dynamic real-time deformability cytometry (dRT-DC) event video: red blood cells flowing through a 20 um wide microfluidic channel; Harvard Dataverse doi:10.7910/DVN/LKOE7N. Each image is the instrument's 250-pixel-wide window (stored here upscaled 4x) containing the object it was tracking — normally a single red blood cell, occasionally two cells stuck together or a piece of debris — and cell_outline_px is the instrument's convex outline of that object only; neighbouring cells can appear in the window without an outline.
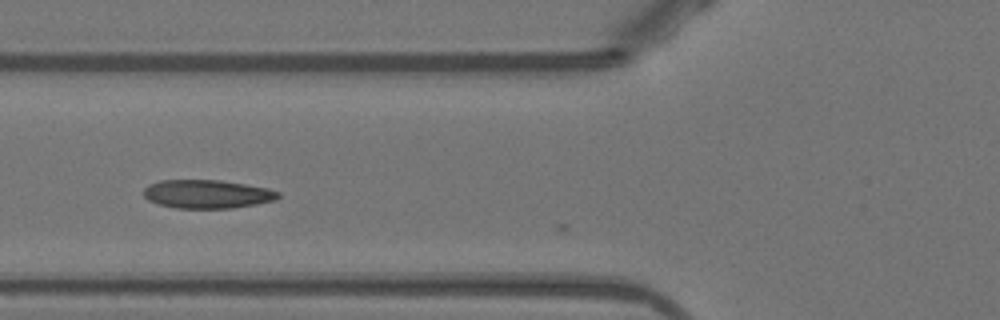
{"species": "Egyptian fruit bat (a non-hibernating species)", "species_latin": "Rousettus aegyptiacus", "temperature_condition": "warm", "stored_images_in_passage": 33, "camera_frame_rate_fps": 3000, "um_per_image_px": 0.085, "animal": {"sex": "female"}, "frame": {"image": 1, "passage_image": 4, "time_ms": 1.0, "image_size_px": [1000, 320], "cell_outline_px": [[280, 196], [276, 200], [256, 204], [232, 208], [176, 208], [156, 204], [148, 200], [144, 196], [144, 188], [148, 184], [160, 180], [220, 180], [268, 188], [280, 192]], "centroid_in_image_um": [17.59, 16.49], "position_along_channel_um": 108.2, "area_um2": 22.48}}
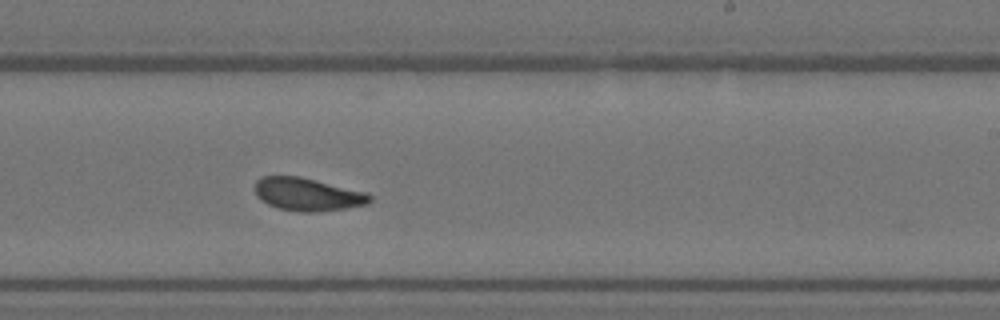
{"frame": {"image": 2, "passage_image": 16, "time_ms": 5.0, "image_size_px": [1000, 320], "cell_outline_px": [[372, 200], [368, 204], [320, 212], [296, 212], [280, 208], [268, 204], [260, 200], [256, 196], [256, 180], [260, 176], [300, 176], [368, 192], [372, 196]], "centroid_in_image_um": [26.16, 16.52], "position_along_channel_um": 262.8, "area_um2": 22.25}}
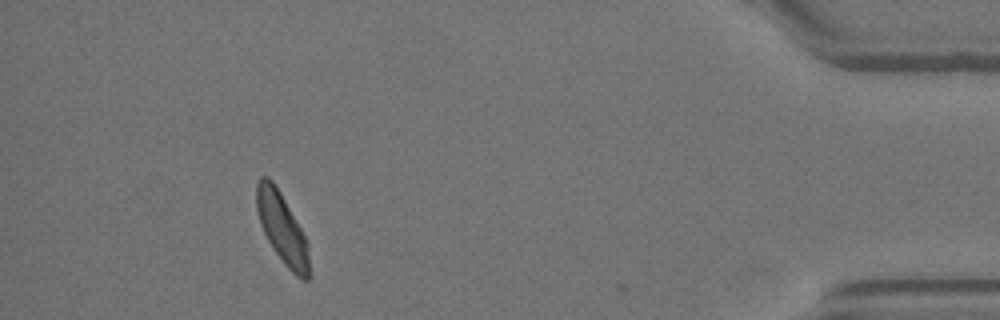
{"frame": {"image": 3, "passage_image": 32, "time_ms": 10.333, "image_size_px": [1000, 320], "cell_outline_px": [[308, 280], [304, 280], [296, 276], [284, 264], [272, 248], [260, 224], [256, 208], [256, 184], [260, 176], [268, 176], [272, 180], [280, 192], [300, 228], [308, 244]], "centroid_in_image_um": [23.93, 19.37], "position_along_channel_um": 411.3, "area_um2": 21.21}, "authors_computed_cell_mechanics": {"area_um2": 21.7906, "velocity_mm_per_s": 3.8665, "shape_relaxation_time_tau1_ms": 5.4595, "shape_relaxation_time_tau2_ms": 1.4956, "deformation_change_tau1": 0.1387, "deformation_change_tau2": 0.0474}}